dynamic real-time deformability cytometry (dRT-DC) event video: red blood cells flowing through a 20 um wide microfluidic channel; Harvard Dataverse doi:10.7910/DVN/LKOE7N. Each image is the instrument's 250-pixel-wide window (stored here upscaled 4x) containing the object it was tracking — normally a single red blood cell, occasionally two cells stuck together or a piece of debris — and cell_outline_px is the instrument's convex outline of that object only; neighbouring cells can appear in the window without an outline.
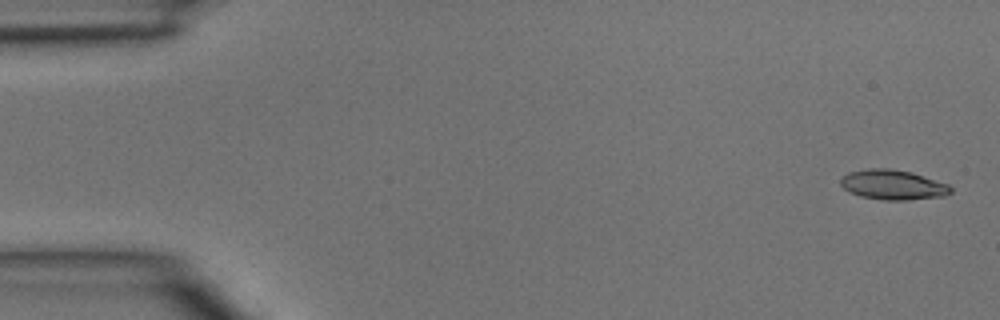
{"species": "common noctule bat (a hibernating species)", "species_latin": "Nyctalus noctula", "temperature_condition": "room temperature", "stored_images_in_passage": 4, "camera_frame_rate_fps": 3000, "um_per_image_px": 0.085, "animal": {"sex": "male", "body_mass_g": 15.6}, "frame": {"image": 1, "passage_image": 1, "time_ms": 0.0, "image_size_px": [1000, 320], "cell_outline_px": [[952, 192], [944, 196], [908, 200], [884, 200], [860, 196], [844, 188], [840, 184], [840, 176], [848, 172], [868, 168], [888, 168], [912, 172], [948, 184], [952, 188]], "centroid_in_image_um": [75.89, 15.7], "position_along_channel_um": 9.1, "area_um2": 19.25}}
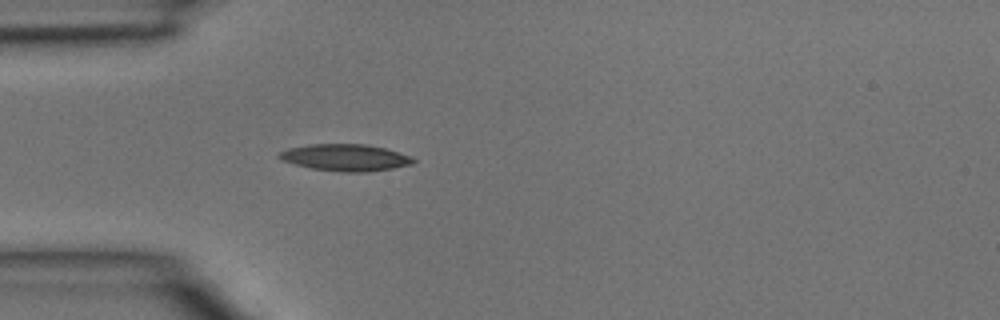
{"frame": {"image": 2, "passage_image": 4, "time_ms": 1.0, "image_size_px": [1000, 320], "cell_outline_px": [[416, 160], [412, 164], [392, 168], [368, 172], [340, 172], [312, 168], [296, 164], [284, 160], [276, 156], [280, 152], [288, 148], [312, 144], [364, 144], [384, 148], [412, 156]], "centroid_in_image_um": [29.39, 13.39], "position_along_channel_um": 55.6, "area_um2": 20.75}}